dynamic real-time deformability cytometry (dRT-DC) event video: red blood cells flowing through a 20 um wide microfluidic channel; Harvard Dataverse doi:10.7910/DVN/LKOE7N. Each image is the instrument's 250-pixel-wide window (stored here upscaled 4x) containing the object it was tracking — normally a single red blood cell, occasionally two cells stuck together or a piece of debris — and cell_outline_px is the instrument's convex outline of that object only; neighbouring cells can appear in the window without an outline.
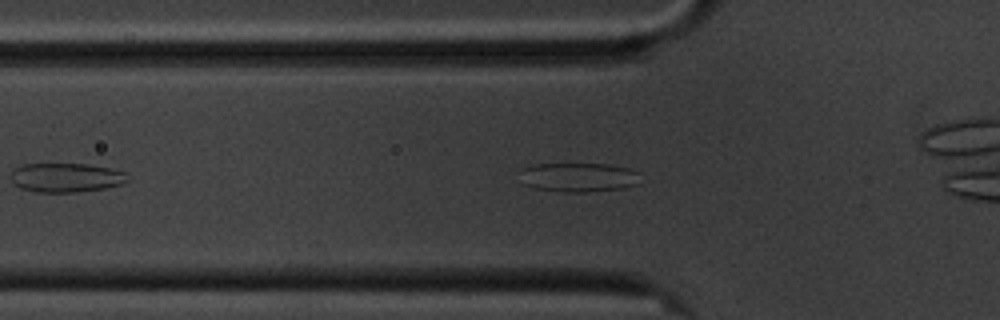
{"species": "common noctule bat (a hibernating species)", "species_latin": "Nyctalus noctula", "temperature_condition": "cold", "stored_images_in_passage": 41, "camera_frame_rate_fps": 3000, "um_per_image_px": 0.085, "animal": {"sex": "male", "body_mass_g": 20.1, "forearm_length_mm": 53.5}, "frame": {"image": 1, "passage_image": 8, "time_ms": 2.333, "image_size_px": [1000, 320], "cell_outline_px": [[640, 184], [624, 188], [588, 192], [560, 192], [532, 188], [524, 184], [520, 168], [532, 164], [612, 164], [632, 168], [640, 172]], "centroid_in_image_um": [49.24, 15.07], "position_along_channel_um": 76.6, "area_um2": 21.04}}
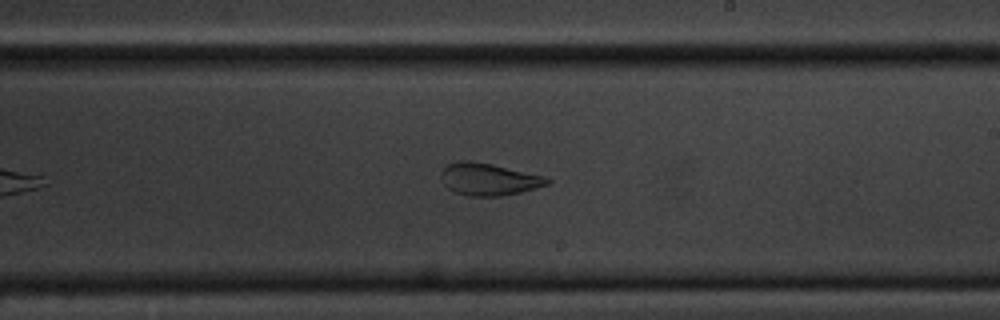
{"frame": {"image": 2, "passage_image": 23, "time_ms": 7.333, "image_size_px": [1000, 320], "cell_outline_px": [[552, 180], [548, 184], [536, 188], [520, 192], [500, 196], [468, 196], [456, 192], [448, 188], [444, 184], [440, 176], [440, 172], [448, 164], [460, 160], [468, 160], [492, 164], [544, 176]], "centroid_in_image_um": [41.52, 15.23], "position_along_channel_um": 247.5, "area_um2": 19.83}}
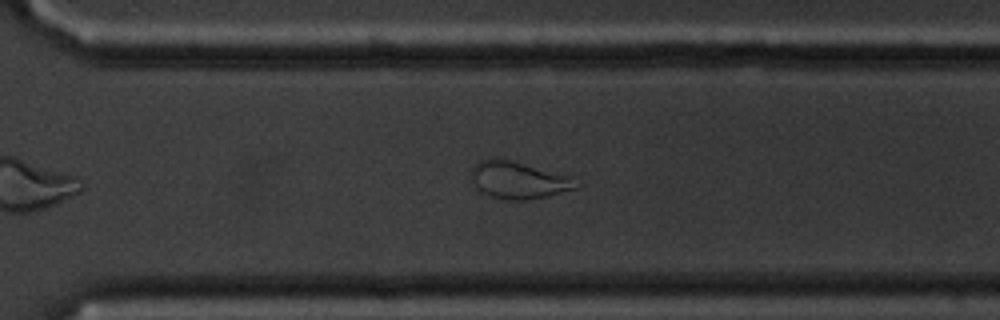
{"frame": {"image": 3, "passage_image": 30, "time_ms": 9.667, "image_size_px": [1000, 320], "cell_outline_px": [[584, 184], [576, 188], [544, 196], [524, 200], [504, 200], [492, 196], [476, 188], [472, 180], [472, 168], [480, 160], [492, 156], [572, 176]], "centroid_in_image_um": [44.09, 15.3], "position_along_channel_um": 326.5, "area_um2": 22.6}, "authors_computed_cell_mechanics": {"area_um2": 21.0392, "velocity_mm_per_s": 3.4104, "shape_relaxation_time_tau1_ms": null, "shape_relaxation_time_tau2_ms": 1.9719, "deformation_change_tau1": null, "deformation_change_tau2": 0.0818}}